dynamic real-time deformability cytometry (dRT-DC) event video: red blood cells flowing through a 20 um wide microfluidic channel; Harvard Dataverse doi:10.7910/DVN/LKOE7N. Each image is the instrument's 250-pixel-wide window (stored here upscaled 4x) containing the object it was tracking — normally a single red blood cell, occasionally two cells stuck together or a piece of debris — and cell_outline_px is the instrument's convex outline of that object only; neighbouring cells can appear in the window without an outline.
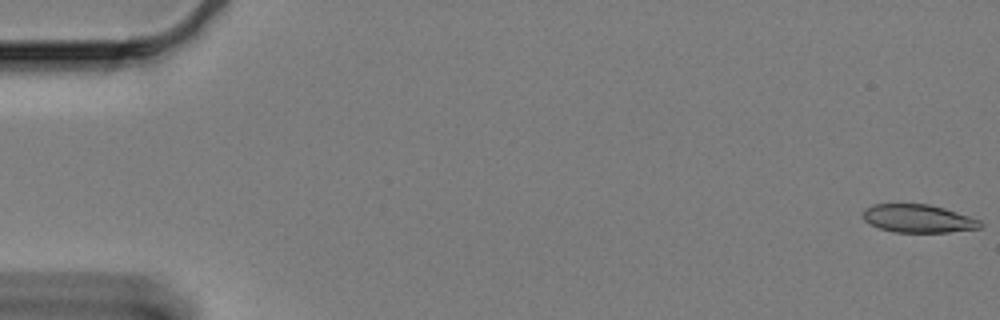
{"species": "Egyptian fruit bat (a non-hibernating species)", "species_latin": "Rousettus aegyptiacus", "temperature_condition": "cold", "stored_images_in_passage": 61, "camera_frame_rate_fps": 3000, "um_per_image_px": 0.085, "animal": {"sex": "female"}, "frame": {"image": 1, "passage_image": 1, "time_ms": 0.0, "image_size_px": [1000, 320], "cell_outline_px": [[984, 224], [980, 228], [948, 232], [896, 232], [880, 228], [868, 224], [860, 216], [864, 208], [872, 204], [928, 204], [944, 208], [980, 220]], "centroid_in_image_um": [77.99, 18.57], "position_along_channel_um": 7.0, "area_um2": 19.31}}
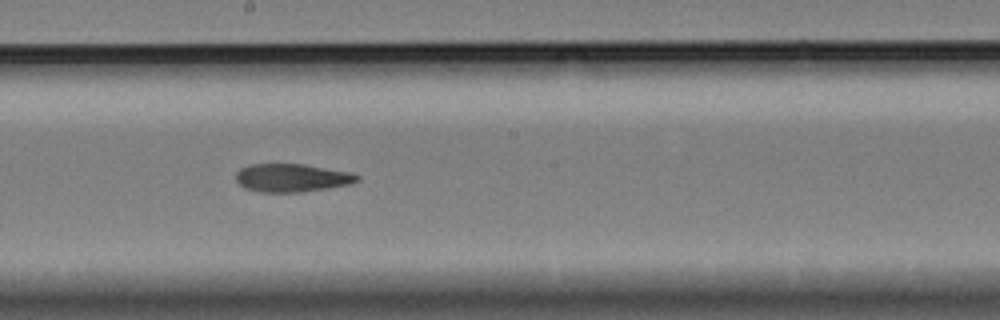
{"frame": {"image": 2, "passage_image": 34, "time_ms": 11.0, "image_size_px": [1000, 320], "cell_outline_px": [[360, 180], [352, 184], [328, 188], [300, 192], [260, 192], [244, 188], [236, 180], [236, 172], [240, 168], [248, 164], [304, 164], [352, 172], [360, 176]], "centroid_in_image_um": [24.83, 15.11], "position_along_channel_um": 223.4, "area_um2": 20.11}}
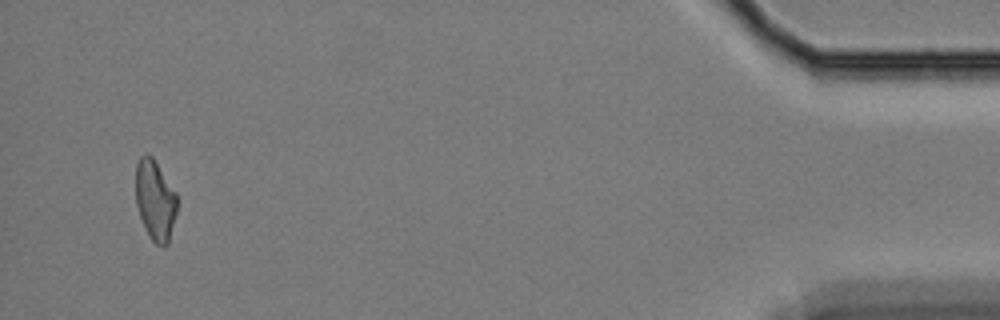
{"frame": {"image": 3, "passage_image": 59, "time_ms": 19.333, "image_size_px": [1000, 320], "cell_outline_px": [[176, 212], [168, 244], [156, 244], [148, 236], [140, 216], [136, 204], [136, 164], [140, 156], [152, 156], [176, 192]], "centroid_in_image_um": [13.17, 17.01], "position_along_channel_um": 422.0, "area_um2": 19.02}, "authors_computed_cell_mechanics": {"area_um2": 20.4034, "velocity_mm_per_s": 3.2825, "shape_relaxation_time_tau1_ms": 6.5032, "shape_relaxation_time_tau2_ms": 4.5636, "deformation_change_tau1": 0.1675, "deformation_change_tau2": 0.1292}}